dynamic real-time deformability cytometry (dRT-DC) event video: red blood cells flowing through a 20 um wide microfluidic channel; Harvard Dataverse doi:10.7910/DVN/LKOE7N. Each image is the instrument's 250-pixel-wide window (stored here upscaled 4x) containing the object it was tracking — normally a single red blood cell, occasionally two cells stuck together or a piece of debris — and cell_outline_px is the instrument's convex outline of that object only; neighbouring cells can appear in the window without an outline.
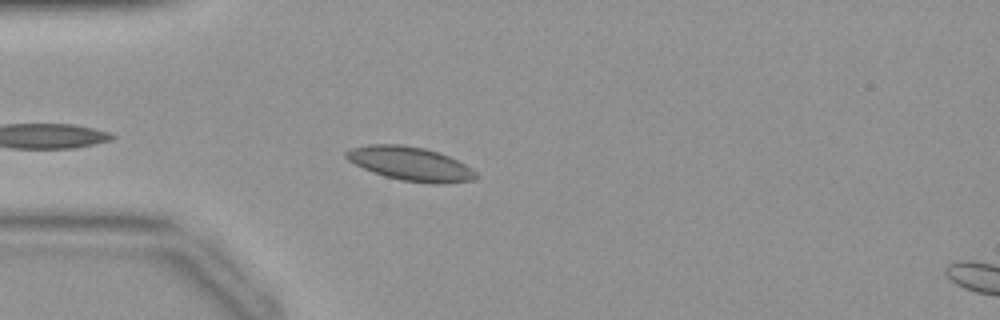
{"species": "common noctule bat (a hibernating species)", "species_latin": "Nyctalus noctula", "temperature_condition": "warm", "stored_images_in_passage": 33, "camera_frame_rate_fps": 3000, "um_per_image_px": 0.085, "animal": {"sex": "female", "body_mass_g": 19.9}, "frame": {"image": 1, "passage_image": 3, "time_ms": 0.667, "image_size_px": [1000, 320], "cell_outline_px": [[476, 180], [444, 184], [432, 184], [400, 180], [384, 176], [372, 172], [348, 160], [344, 156], [344, 152], [352, 148], [368, 144], [400, 144], [424, 148], [448, 156], [464, 164], [476, 172]], "centroid_in_image_um": [34.87, 13.93], "position_along_channel_um": 50.1, "area_um2": 25.55}}
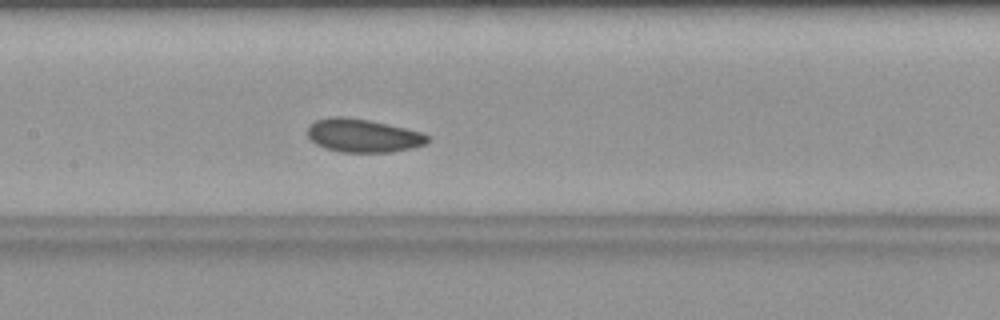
{"frame": {"image": 2, "passage_image": 12, "time_ms": 3.667, "image_size_px": [1000, 320], "cell_outline_px": [[428, 140], [424, 144], [412, 148], [392, 152], [340, 152], [324, 148], [316, 144], [308, 136], [308, 124], [316, 120], [328, 116], [344, 116], [368, 120], [404, 128], [420, 132], [428, 136]], "centroid_in_image_um": [30.8, 11.52], "position_along_channel_um": 176.6, "area_um2": 23.24}}
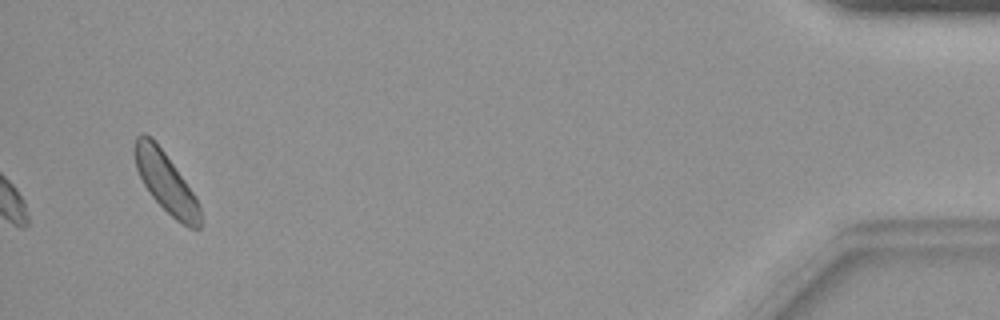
{"frame": {"image": 3, "passage_image": 33, "time_ms": 10.667, "image_size_px": [1000, 320], "cell_outline_px": [[200, 228], [188, 228], [176, 220], [148, 192], [136, 168], [132, 152], [132, 148], [136, 136], [140, 132], [144, 132], [164, 152], [184, 180], [192, 192], [200, 208]], "centroid_in_image_um": [14.04, 15.46], "position_along_channel_um": 421.2, "area_um2": 22.48}}